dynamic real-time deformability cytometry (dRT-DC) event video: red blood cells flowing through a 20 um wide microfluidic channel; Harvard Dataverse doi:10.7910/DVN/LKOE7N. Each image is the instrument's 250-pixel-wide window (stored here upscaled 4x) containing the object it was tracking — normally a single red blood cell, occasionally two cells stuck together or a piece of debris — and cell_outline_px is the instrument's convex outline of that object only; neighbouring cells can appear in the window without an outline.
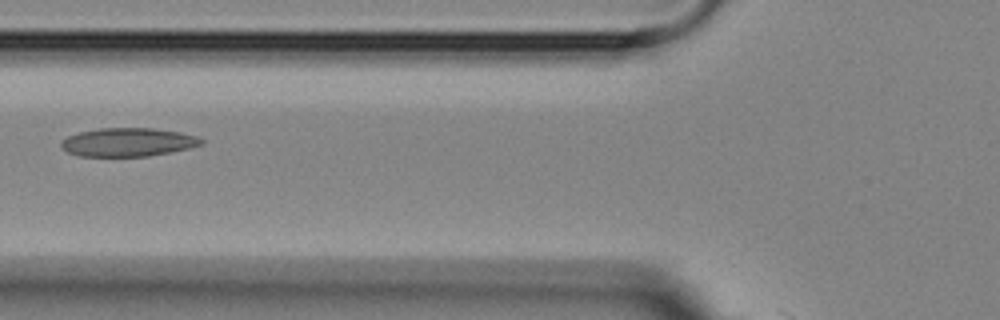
{"species": "Egyptian fruit bat (a non-hibernating species)", "species_latin": "Rousettus aegyptiacus", "temperature_condition": "room temperature", "stored_images_in_passage": 3, "camera_frame_rate_fps": 3000, "um_per_image_px": 0.085, "animal": {"sex": "female"}, "frame": {"image": 1, "passage_image": 2, "time_ms": 1.333, "image_size_px": [1000, 320], "cell_outline_px": [[204, 144], [188, 148], [148, 156], [80, 156], [68, 152], [60, 144], [60, 140], [68, 136], [80, 132], [100, 128], [152, 128], [180, 132], [200, 136], [204, 140]], "centroid_in_image_um": [10.91, 12.08], "position_along_channel_um": 114.9, "area_um2": 23.24}}
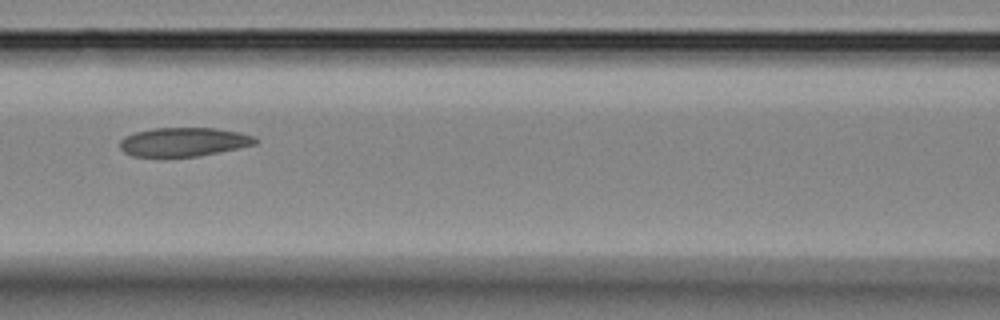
{"frame": {"image": 2, "passage_image": 3, "time_ms": 2.333, "image_size_px": [1000, 320], "cell_outline_px": [[260, 140], [256, 144], [200, 156], [132, 156], [124, 152], [120, 148], [120, 140], [124, 136], [136, 132], [152, 128], [216, 128], [240, 132], [256, 136]], "centroid_in_image_um": [15.64, 12.05], "position_along_channel_um": 151.0, "area_um2": 22.83}}